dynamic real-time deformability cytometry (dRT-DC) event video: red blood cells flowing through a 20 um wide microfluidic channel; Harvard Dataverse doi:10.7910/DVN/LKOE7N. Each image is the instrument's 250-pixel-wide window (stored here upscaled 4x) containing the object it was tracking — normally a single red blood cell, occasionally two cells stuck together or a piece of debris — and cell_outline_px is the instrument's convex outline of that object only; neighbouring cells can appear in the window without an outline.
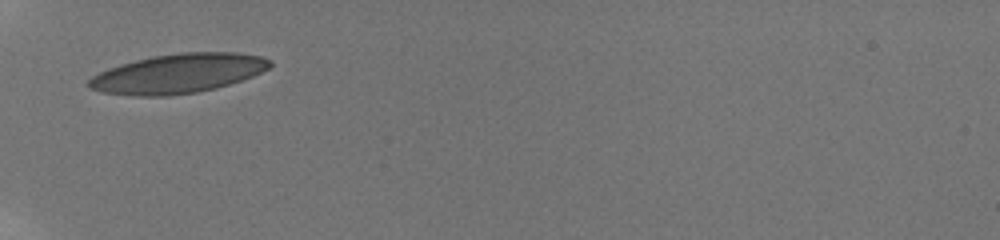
{"species": "human", "species_latin": "Homo sapiens", "temperature_condition": "room temperature", "stored_images_in_passage": 2, "camera_frame_rate_fps": 3000, "um_per_image_px": 0.085, "donor": {"sex": "male"}, "frame": {"image": 1, "passage_image": 1, "time_ms": 0.0, "image_size_px": [1000, 240], "cell_outline_px": [[272, 64], [268, 68], [252, 76], [216, 88], [196, 92], [168, 96], [136, 96], [100, 92], [88, 88], [88, 80], [92, 76], [108, 68], [120, 64], [152, 56], [180, 52], [236, 52], [260, 56], [272, 60]], "centroid_in_image_um": [15.11, 6.25], "position_along_channel_um": 69.9, "area_um2": 41.5}}